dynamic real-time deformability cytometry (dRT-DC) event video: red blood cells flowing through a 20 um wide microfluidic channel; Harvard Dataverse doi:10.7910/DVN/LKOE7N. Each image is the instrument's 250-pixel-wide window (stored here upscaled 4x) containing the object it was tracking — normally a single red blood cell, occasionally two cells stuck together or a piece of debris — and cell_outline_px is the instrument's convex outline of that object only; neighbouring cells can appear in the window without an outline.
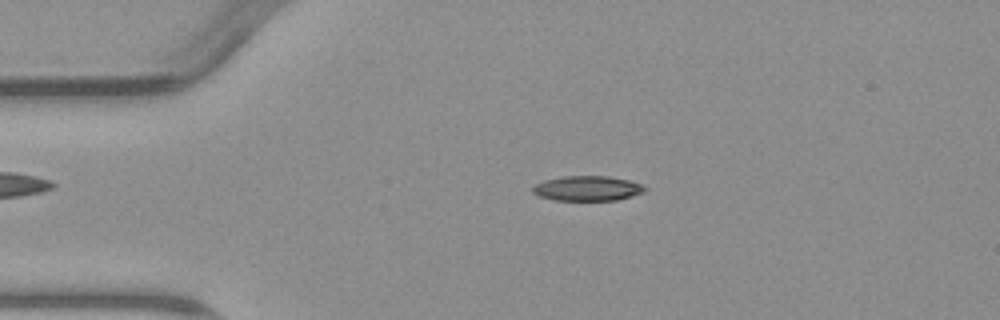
{"species": "common noctule bat (a hibernating species)", "species_latin": "Nyctalus noctula", "temperature_condition": "warm", "stored_images_in_passage": 4, "camera_frame_rate_fps": 3000, "um_per_image_px": 0.085, "animal": {"sex": "male", "body_mass_g": 23.1, "forearm_length_mm": 52.7}, "frame": {"image": 1, "passage_image": 3, "time_ms": 2.333, "image_size_px": [1000, 320], "cell_outline_px": [[648, 188], [644, 192], [632, 196], [616, 200], [552, 200], [540, 196], [532, 192], [532, 188], [536, 184], [544, 180], [564, 176], [608, 176], [628, 180], [640, 184]], "centroid_in_image_um": [49.93, 16.01], "position_along_channel_um": 35.1, "area_um2": 16.24}}